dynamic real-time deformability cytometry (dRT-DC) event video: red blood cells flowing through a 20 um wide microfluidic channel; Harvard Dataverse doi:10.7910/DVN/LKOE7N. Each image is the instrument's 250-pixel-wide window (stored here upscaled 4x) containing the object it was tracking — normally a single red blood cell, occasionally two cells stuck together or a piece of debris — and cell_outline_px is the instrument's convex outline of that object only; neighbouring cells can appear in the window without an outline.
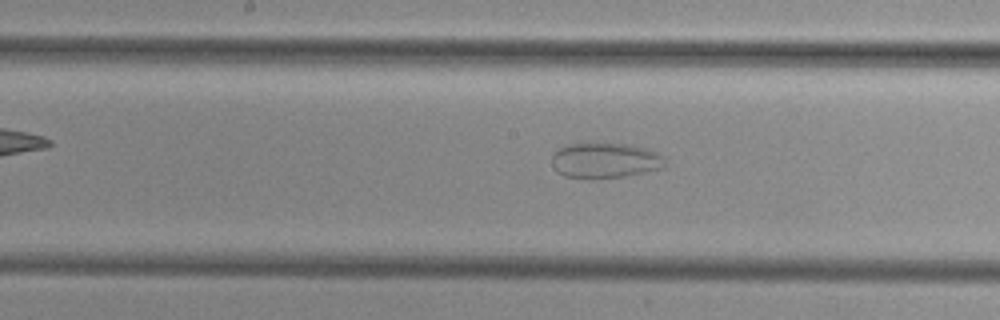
{"species": "common noctule bat (a hibernating species)", "species_latin": "Nyctalus noctula", "temperature_condition": "cold", "stored_images_in_passage": 35, "camera_frame_rate_fps": 3000, "um_per_image_px": 0.085, "animal": {"sex": "female", "body_mass_g": 29.2, "forearm_length_mm": 56.3}, "frame": {"image": 1, "passage_image": 12, "time_ms": 3.667, "image_size_px": [1000, 320], "cell_outline_px": [[668, 160], [664, 168], [624, 176], [592, 180], [564, 176], [556, 172], [552, 164], [552, 156], [560, 148], [568, 144], [628, 144], [644, 148], [656, 152], [664, 156]], "centroid_in_image_um": [51.45, 13.67], "position_along_channel_um": 196.8, "area_um2": 23.52}}
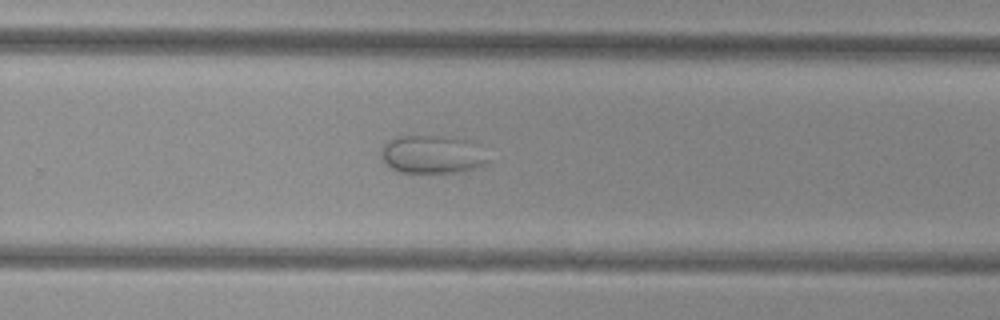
{"frame": {"image": 2, "passage_image": 19, "time_ms": 6.0, "image_size_px": [1000, 320], "cell_outline_px": [[492, 160], [488, 164], [464, 172], [400, 172], [388, 168], [384, 164], [380, 156], [380, 152], [384, 144], [388, 140], [400, 136], [440, 136], [468, 140]], "centroid_in_image_um": [36.71, 13.15], "position_along_channel_um": 293.1, "area_um2": 23.93}}
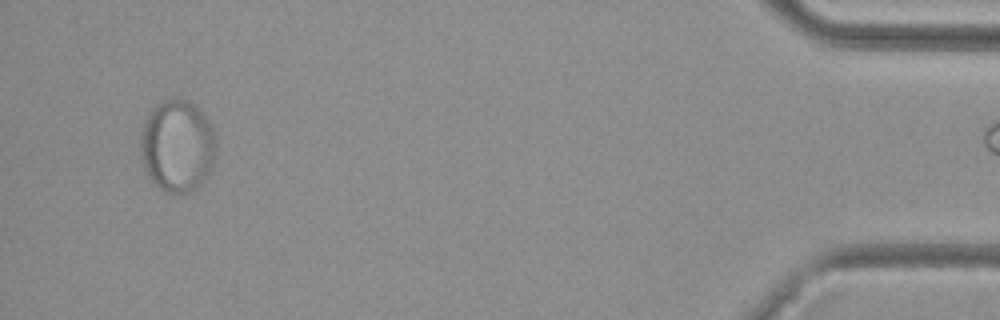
{"frame": {"image": 3, "passage_image": 34, "time_ms": 11.0, "image_size_px": [1000, 320], "cell_outline_px": [[216, 156], [212, 168], [200, 184], [192, 192], [164, 192], [152, 180], [144, 168], [140, 148], [140, 140], [144, 124], [152, 108], [156, 104], [164, 100], [180, 96], [196, 104], [208, 120], [216, 136]], "centroid_in_image_um": [15.1, 12.37], "position_along_channel_um": 420.1, "area_um2": 40.92}}